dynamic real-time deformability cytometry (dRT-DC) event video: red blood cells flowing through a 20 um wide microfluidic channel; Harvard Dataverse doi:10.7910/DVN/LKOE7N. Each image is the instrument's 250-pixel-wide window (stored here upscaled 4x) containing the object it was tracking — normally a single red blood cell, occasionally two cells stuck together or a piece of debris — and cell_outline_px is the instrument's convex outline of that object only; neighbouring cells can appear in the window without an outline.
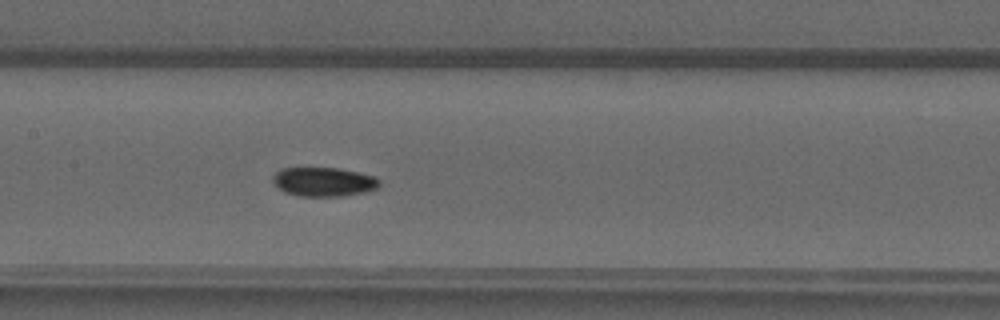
{"species": "common noctule bat (a hibernating species)", "species_latin": "Nyctalus noctula", "temperature_condition": "warm", "stored_images_in_passage": 49, "camera_frame_rate_fps": 3000, "um_per_image_px": 0.085, "animal": {"sex": "male", "forearm_length_mm": 52.5}, "frame": {"image": 1, "passage_image": 24, "time_ms": 7.667, "image_size_px": [1000, 320], "cell_outline_px": [[380, 184], [376, 188], [364, 192], [344, 196], [296, 196], [284, 192], [272, 180], [272, 176], [280, 168], [340, 168], [376, 176], [380, 180]], "centroid_in_image_um": [27.52, 15.45], "position_along_channel_um": 179.9, "area_um2": 18.15}}
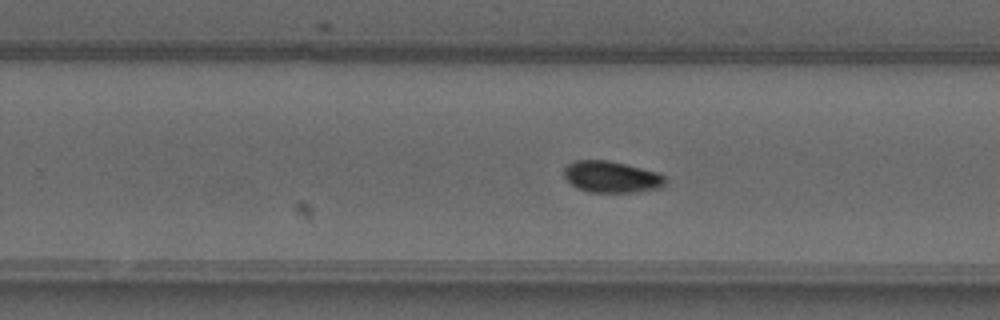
{"frame": {"image": 2, "passage_image": 31, "time_ms": 10.0, "image_size_px": [1000, 320], "cell_outline_px": [[664, 184], [660, 188], [632, 192], [588, 192], [576, 188], [564, 176], [564, 168], [572, 160], [608, 160], [660, 172], [664, 176]], "centroid_in_image_um": [51.96, 15.02], "position_along_channel_um": 277.8, "area_um2": 18.61}}
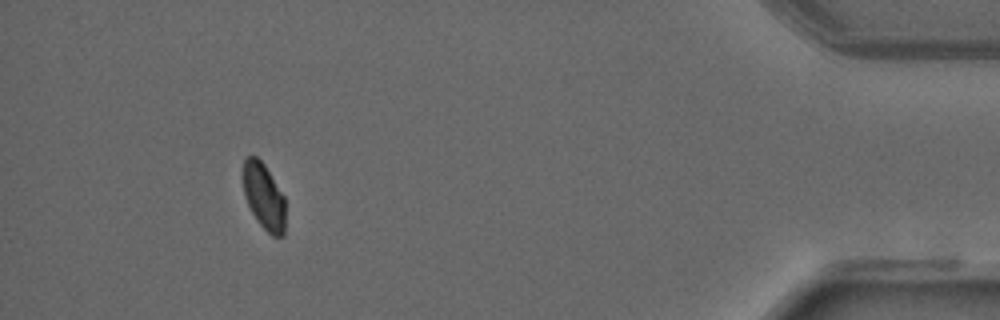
{"frame": {"image": 3, "passage_image": 45, "time_ms": 14.667, "image_size_px": [1000, 320], "cell_outline_px": [[284, 236], [272, 236], [260, 224], [252, 212], [244, 196], [244, 160], [248, 156], [256, 156], [264, 164], [284, 196]], "centroid_in_image_um": [22.43, 16.7], "position_along_channel_um": 412.8, "area_um2": 15.95}}